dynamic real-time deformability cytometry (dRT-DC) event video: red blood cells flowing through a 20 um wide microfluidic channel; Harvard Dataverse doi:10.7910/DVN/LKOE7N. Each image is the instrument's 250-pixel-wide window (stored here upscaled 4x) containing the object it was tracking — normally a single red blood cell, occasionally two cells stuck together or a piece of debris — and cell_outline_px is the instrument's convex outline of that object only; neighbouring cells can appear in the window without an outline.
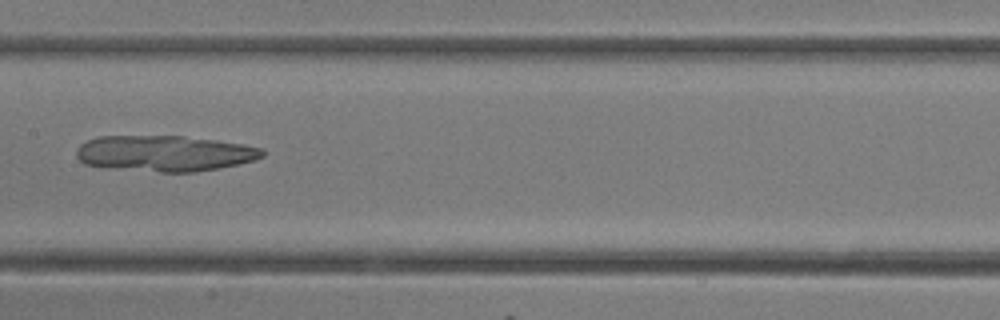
{"species": "common noctule bat (a hibernating species)", "species_latin": "Nyctalus noctula", "temperature_condition": "room temperature", "stored_images_in_passage": 7, "camera_frame_rate_fps": 3000, "um_per_image_px": 0.085, "animal": {"sex": "female"}, "frame": {"image": 1, "passage_image": 6, "time_ms": 1.667, "image_size_px": [1000, 320], "cell_outline_px": [[264, 156], [256, 160], [216, 168], [192, 172], [160, 172], [84, 164], [76, 156], [76, 148], [80, 144], [88, 140], [100, 136], [184, 136], [216, 140], [244, 144], [264, 148]], "centroid_in_image_um": [14.02, 13.02], "position_along_channel_um": 193.4, "area_um2": 38.61}}